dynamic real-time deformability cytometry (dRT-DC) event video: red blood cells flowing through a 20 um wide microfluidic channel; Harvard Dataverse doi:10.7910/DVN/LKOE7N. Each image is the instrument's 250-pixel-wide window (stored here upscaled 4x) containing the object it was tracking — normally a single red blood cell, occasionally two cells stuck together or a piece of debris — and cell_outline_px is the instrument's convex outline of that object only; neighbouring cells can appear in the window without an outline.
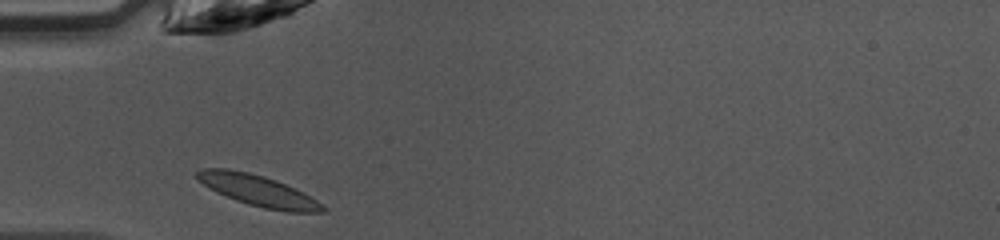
{"species": "common noctule bat (a hibernating species)", "species_latin": "Nyctalus noctula", "temperature_condition": "warm", "stored_images_in_passage": 26, "camera_frame_rate_fps": 3000, "um_per_image_px": 0.085, "animal": {"sex": "female", "body_mass_g": 10.0, "forearm_length_mm": 53.1}, "frame": {"image": 1, "passage_image": 1, "time_ms": 0.0, "image_size_px": [1000, 240], "cell_outline_px": [[328, 208], [324, 212], [288, 212], [264, 208], [248, 204], [236, 200], [216, 192], [204, 184], [196, 176], [196, 172], [204, 168], [228, 168], [248, 172], [264, 176], [276, 180], [316, 200]], "centroid_in_image_um": [21.93, 16.2], "position_along_channel_um": 63.1, "area_um2": 22.31}}
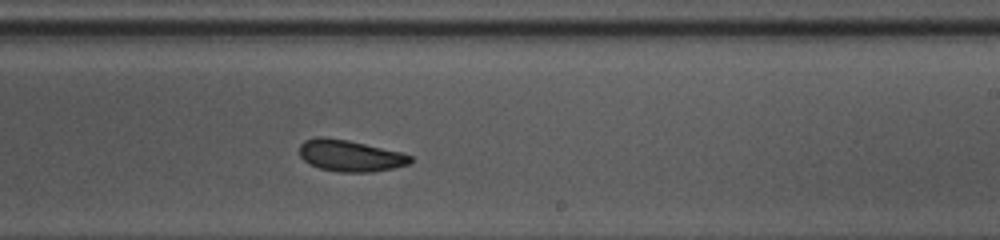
{"frame": {"image": 2, "passage_image": 15, "time_ms": 4.667, "image_size_px": [1000, 240], "cell_outline_px": [[412, 164], [372, 172], [340, 172], [320, 168], [304, 160], [300, 156], [300, 144], [304, 140], [316, 136], [320, 136], [348, 140], [400, 152], [412, 156]], "centroid_in_image_um": [29.77, 13.23], "position_along_channel_um": 259.2, "area_um2": 20.29}}
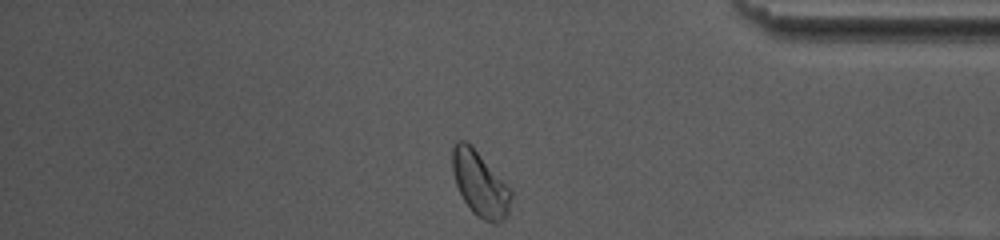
{"frame": {"image": 3, "passage_image": 26, "time_ms": 8.333, "image_size_px": [1000, 240], "cell_outline_px": [[512, 196], [508, 212], [500, 220], [492, 224], [476, 216], [472, 212], [464, 200], [456, 184], [452, 168], [452, 148], [456, 140], [464, 140], [512, 188]], "centroid_in_image_um": [40.8, 15.65], "position_along_channel_um": 394.4, "area_um2": 21.79}, "authors_computed_cell_mechanics": {"area_um2": 20.6057, "velocity_mm_per_s": 4.233, "shape_relaxation_time_tau1_ms": 8.8309, "shape_relaxation_time_tau2_ms": 8.9384, "deformation_change_tau1": 0.17, "deformation_change_tau2": 0.13}}